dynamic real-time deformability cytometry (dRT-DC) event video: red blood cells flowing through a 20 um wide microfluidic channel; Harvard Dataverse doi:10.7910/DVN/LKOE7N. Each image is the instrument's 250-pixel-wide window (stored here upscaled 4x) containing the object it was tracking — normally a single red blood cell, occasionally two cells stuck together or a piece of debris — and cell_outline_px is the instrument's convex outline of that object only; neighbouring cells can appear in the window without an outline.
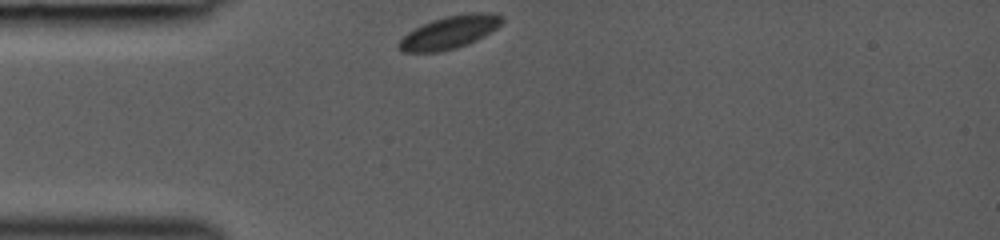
{"species": "common noctule bat (a hibernating species)", "species_latin": "Nyctalus noctula", "temperature_condition": "room temperature", "stored_images_in_passage": 29, "camera_frame_rate_fps": 3000, "um_per_image_px": 0.085, "animal": {"sex": "female", "body_mass_g": 19.0, "forearm_length_mm": 53.3}, "frame": {"image": 1, "passage_image": 1, "time_ms": 0.0, "image_size_px": [1000, 240], "cell_outline_px": [[504, 20], [496, 28], [484, 36], [468, 44], [456, 48], [440, 52], [400, 52], [396, 48], [396, 44], [408, 32], [432, 20], [444, 16], [476, 12], [488, 12], [504, 16]], "centroid_in_image_um": [38.19, 2.75], "position_along_channel_um": 46.8, "area_um2": 19.77}}
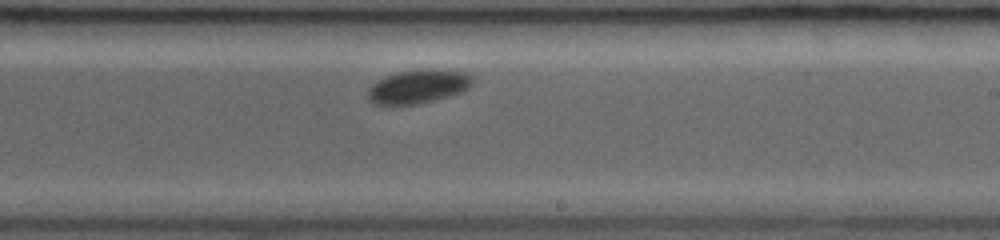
{"frame": {"image": 2, "passage_image": 17, "time_ms": 5.333, "image_size_px": [1000, 240], "cell_outline_px": [[476, 80], [464, 92], [416, 104], [372, 104], [368, 100], [368, 88], [372, 84], [384, 76], [396, 72], [468, 72]], "centroid_in_image_um": [35.52, 7.4], "position_along_channel_um": 253.5, "area_um2": 19.77}}
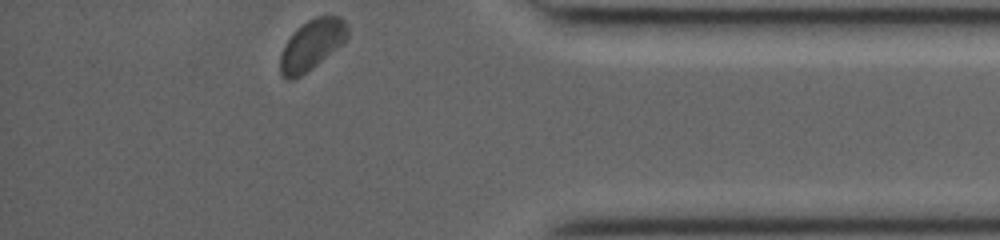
{"frame": {"image": 3, "passage_image": 29, "time_ms": 9.333, "image_size_px": [1000, 240], "cell_outline_px": [[348, 36], [344, 44], [312, 68], [300, 76], [292, 80], [288, 80], [280, 72], [280, 52], [284, 44], [292, 32], [296, 28], [308, 20], [316, 16], [340, 16], [348, 24]], "centroid_in_image_um": [26.51, 3.79], "position_along_channel_um": 408.7, "area_um2": 20.06}}